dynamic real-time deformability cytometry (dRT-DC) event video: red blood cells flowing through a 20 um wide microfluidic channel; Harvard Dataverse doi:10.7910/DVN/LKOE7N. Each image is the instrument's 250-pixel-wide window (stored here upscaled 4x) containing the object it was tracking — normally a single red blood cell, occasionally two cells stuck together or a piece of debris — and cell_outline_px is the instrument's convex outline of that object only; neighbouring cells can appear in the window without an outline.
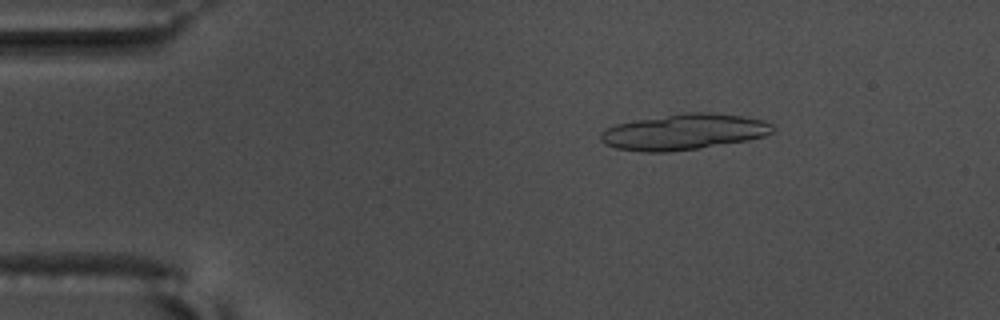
{"species": "common noctule bat (a hibernating species)", "species_latin": "Nyctalus noctula", "temperature_condition": "warm", "stored_images_in_passage": 13, "camera_frame_rate_fps": 3000, "um_per_image_px": 0.085, "animal": {"sex": "male", "body_mass_g": 17.5, "forearm_length_mm": 52.3}, "frame": {"image": 1, "passage_image": 3, "time_ms": 0.667, "image_size_px": [1000, 320], "cell_outline_px": [[772, 132], [764, 136], [748, 140], [696, 148], [668, 152], [644, 152], [616, 148], [604, 144], [600, 140], [600, 136], [608, 128], [616, 124], [636, 120], [684, 112], [708, 112], [744, 116], [764, 120], [772, 124]], "centroid_in_image_um": [58.13, 11.2], "position_along_channel_um": 26.9, "area_um2": 35.66}}